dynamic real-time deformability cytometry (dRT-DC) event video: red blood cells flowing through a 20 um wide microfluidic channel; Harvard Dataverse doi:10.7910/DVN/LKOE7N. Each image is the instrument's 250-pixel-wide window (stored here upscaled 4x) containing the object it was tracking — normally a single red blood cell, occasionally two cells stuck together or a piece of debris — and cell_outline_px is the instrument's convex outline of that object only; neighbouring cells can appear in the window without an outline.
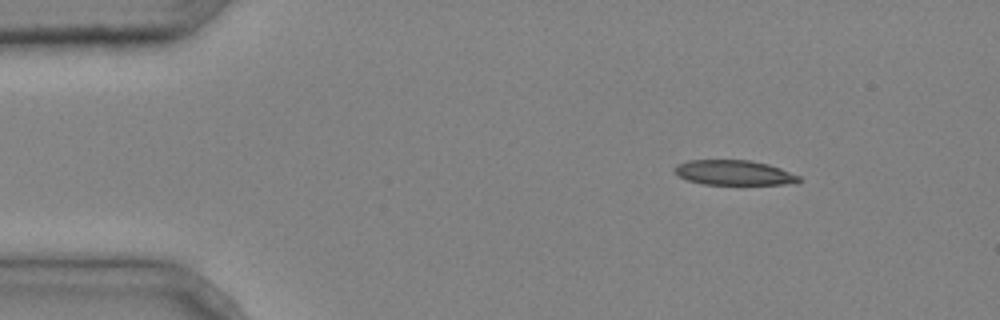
{"species": "common noctule bat (a hibernating species)", "species_latin": "Nyctalus noctula", "temperature_condition": "cold", "stored_images_in_passage": 3, "camera_frame_rate_fps": 3000, "um_per_image_px": 0.085, "animal": {"sex": "male", "body_mass_g": 20.4}, "frame": {"image": 1, "passage_image": 1, "time_ms": 0.0, "image_size_px": [1000, 320], "cell_outline_px": [[800, 180], [796, 184], [704, 184], [688, 180], [680, 176], [672, 168], [676, 164], [688, 160], [748, 160], [768, 164], [780, 168], [800, 176]], "centroid_in_image_um": [62.39, 14.67], "position_along_channel_um": 22.6, "area_um2": 17.98}}
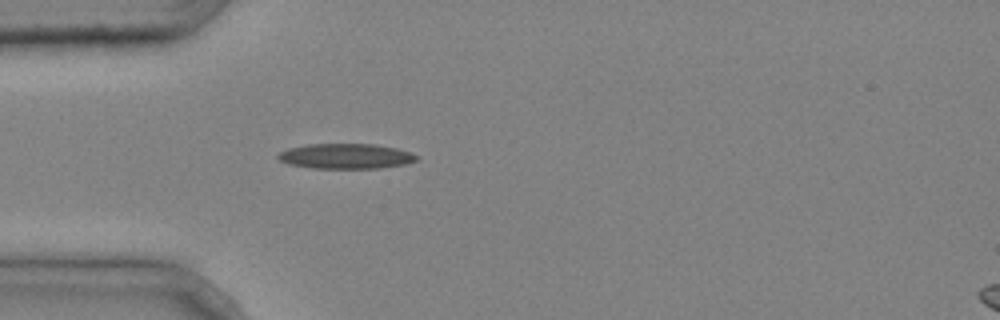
{"frame": {"image": 2, "passage_image": 3, "time_ms": 0.667, "image_size_px": [1000, 320], "cell_outline_px": [[420, 156], [416, 160], [404, 164], [380, 168], [312, 168], [288, 164], [280, 160], [276, 156], [280, 152], [288, 148], [308, 144], [376, 144], [396, 148], [412, 152]], "centroid_in_image_um": [29.41, 13.27], "position_along_channel_um": 55.6, "area_um2": 20.35}}